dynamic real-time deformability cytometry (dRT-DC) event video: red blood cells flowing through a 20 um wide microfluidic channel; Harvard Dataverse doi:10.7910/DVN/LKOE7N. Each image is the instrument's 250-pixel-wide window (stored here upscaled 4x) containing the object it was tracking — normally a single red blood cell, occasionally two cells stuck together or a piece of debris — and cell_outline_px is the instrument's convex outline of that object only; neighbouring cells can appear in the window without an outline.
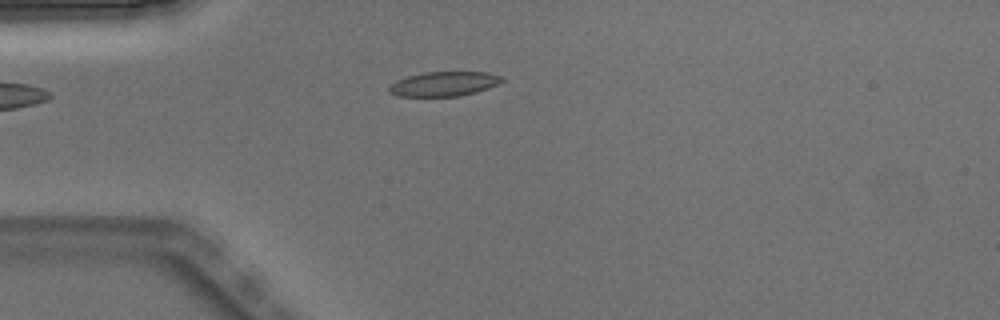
{"species": "Egyptian fruit bat (a non-hibernating species)", "species_latin": "Rousettus aegyptiacus", "temperature_condition": "warm", "stored_images_in_passage": 3, "camera_frame_rate_fps": 3000, "um_per_image_px": 0.085, "animal": {"sex": "male"}, "frame": {"image": 1, "passage_image": 2, "time_ms": 0.333, "image_size_px": [1000, 320], "cell_outline_px": [[504, 80], [488, 88], [476, 92], [460, 96], [396, 96], [388, 92], [388, 88], [396, 80], [408, 76], [424, 72], [488, 72], [504, 76]], "centroid_in_image_um": [37.74, 7.13], "position_along_channel_um": 47.3, "area_um2": 16.18}}